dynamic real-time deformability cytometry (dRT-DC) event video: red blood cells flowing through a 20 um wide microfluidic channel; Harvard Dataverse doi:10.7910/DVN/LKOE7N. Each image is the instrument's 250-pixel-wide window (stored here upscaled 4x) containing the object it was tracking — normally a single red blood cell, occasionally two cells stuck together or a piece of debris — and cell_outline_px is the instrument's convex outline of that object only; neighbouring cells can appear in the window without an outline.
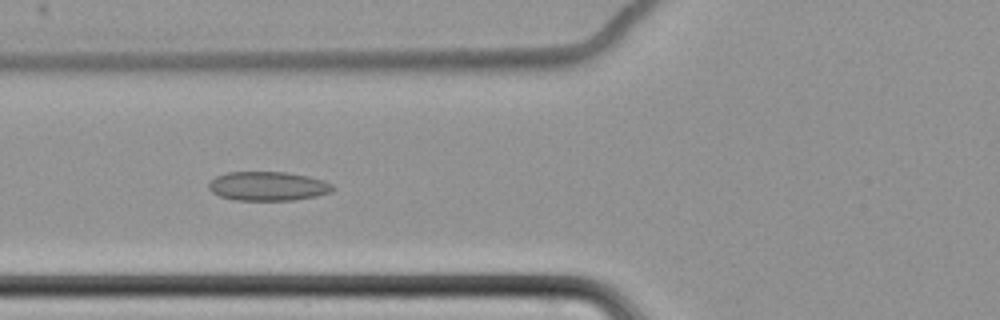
{"species": "common noctule bat (a hibernating species)", "species_latin": "Nyctalus noctula", "temperature_condition": "cold", "stored_images_in_passage": 42, "camera_frame_rate_fps": 3000, "um_per_image_px": 0.085, "animal": {"sex": "female", "body_mass_g": 22.7, "forearm_length_mm": 54.2}, "frame": {"image": 1, "passage_image": 6, "time_ms": 1.667, "image_size_px": [1000, 320], "cell_outline_px": [[336, 188], [332, 192], [316, 196], [292, 200], [236, 200], [220, 196], [212, 192], [208, 188], [208, 184], [216, 176], [228, 172], [288, 172], [308, 176], [324, 180], [332, 184]], "centroid_in_image_um": [22.8, 15.82], "position_along_channel_um": 103.0, "area_um2": 21.1}}
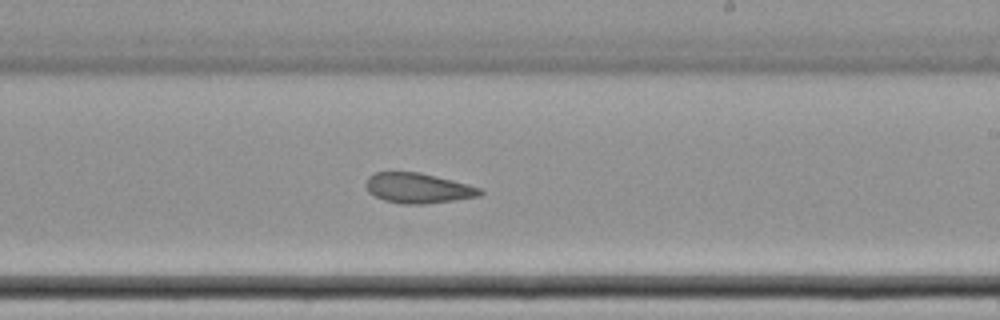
{"frame": {"image": 2, "passage_image": 19, "time_ms": 6.0, "image_size_px": [1000, 320], "cell_outline_px": [[484, 192], [480, 196], [456, 200], [424, 204], [400, 204], [384, 200], [368, 192], [364, 184], [368, 176], [376, 172], [420, 172], [468, 184], [480, 188]], "centroid_in_image_um": [35.52, 15.99], "position_along_channel_um": 253.5, "area_um2": 20.17}}
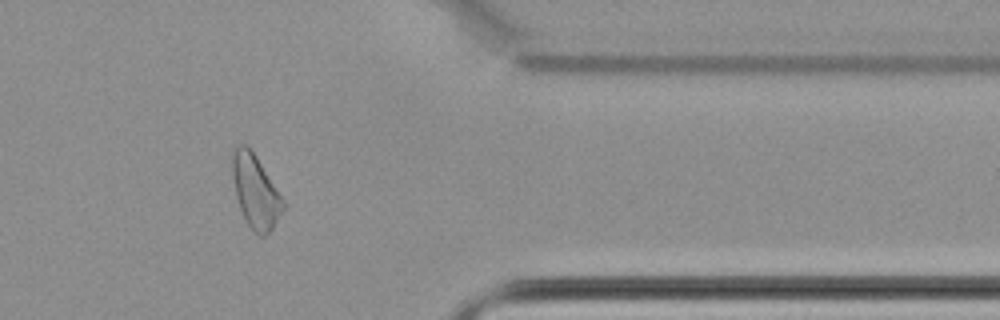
{"frame": {"image": 3, "passage_image": 32, "time_ms": 10.333, "image_size_px": [1000, 320], "cell_outline_px": [[284, 208], [272, 228], [264, 236], [260, 236], [248, 224], [240, 208], [236, 196], [232, 176], [232, 152], [240, 144], [244, 144], [256, 156], [284, 200]], "centroid_in_image_um": [21.7, 16.26], "position_along_channel_um": 389.7, "area_um2": 21.04}, "authors_computed_cell_mechanics": {"area_um2": 20.6924, "velocity_mm_per_s": 3.4749, "shape_relaxation_time_tau1_ms": null, "shape_relaxation_time_tau2_ms": 3.5339, "deformation_change_tau1": null, "deformation_change_tau2": 0.1037}}